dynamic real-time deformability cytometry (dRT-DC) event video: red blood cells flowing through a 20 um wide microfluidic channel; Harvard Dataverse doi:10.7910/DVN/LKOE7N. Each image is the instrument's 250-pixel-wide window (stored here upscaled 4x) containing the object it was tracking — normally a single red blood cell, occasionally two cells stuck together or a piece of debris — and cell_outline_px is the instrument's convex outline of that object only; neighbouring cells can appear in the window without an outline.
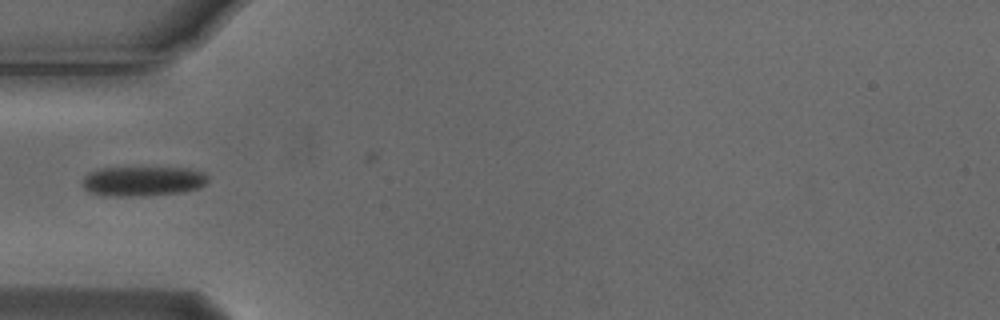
{"species": "Egyptian fruit bat (a non-hibernating species)", "species_latin": "Rousettus aegyptiacus", "temperature_condition": "cold", "stored_images_in_passage": 5, "camera_frame_rate_fps": 3000, "um_per_image_px": 0.085, "animal": {"sex": "male"}, "frame": {"image": 1, "passage_image": 5, "time_ms": 1.333, "image_size_px": [1000, 320], "cell_outline_px": [[208, 180], [200, 188], [184, 192], [144, 196], [104, 196], [88, 192], [84, 188], [84, 176], [88, 172], [100, 168], [188, 168], [204, 172], [208, 176]], "centroid_in_image_um": [12.15, 15.41], "position_along_channel_um": 72.9, "area_um2": 21.96}}